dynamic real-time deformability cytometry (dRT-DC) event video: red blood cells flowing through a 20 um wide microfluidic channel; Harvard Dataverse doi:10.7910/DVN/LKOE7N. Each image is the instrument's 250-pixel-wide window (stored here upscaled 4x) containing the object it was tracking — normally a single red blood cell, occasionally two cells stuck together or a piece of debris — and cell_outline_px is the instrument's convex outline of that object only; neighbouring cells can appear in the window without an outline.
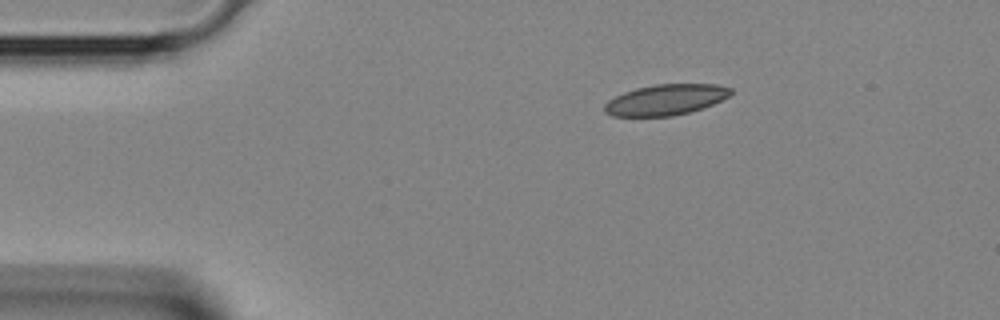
{"species": "Egyptian fruit bat (a non-hibernating species)", "species_latin": "Rousettus aegyptiacus", "temperature_condition": "room temperature", "stored_images_in_passage": 4, "segment_of_instrument_passage": [2, 2], "camera_frame_rate_fps": 3000, "um_per_image_px": 0.085, "animal": {"sex": "female"}, "frame": {"image": 1, "passage_image": 4, "time_ms": 1.0, "image_size_px": [1000, 320], "cell_outline_px": [[732, 92], [728, 96], [712, 104], [688, 112], [672, 116], [612, 116], [604, 112], [604, 104], [608, 100], [624, 92], [636, 88], [656, 84], [716, 84], [732, 88]], "centroid_in_image_um": [56.55, 8.47], "position_along_channel_um": 28.5, "area_um2": 22.43}}